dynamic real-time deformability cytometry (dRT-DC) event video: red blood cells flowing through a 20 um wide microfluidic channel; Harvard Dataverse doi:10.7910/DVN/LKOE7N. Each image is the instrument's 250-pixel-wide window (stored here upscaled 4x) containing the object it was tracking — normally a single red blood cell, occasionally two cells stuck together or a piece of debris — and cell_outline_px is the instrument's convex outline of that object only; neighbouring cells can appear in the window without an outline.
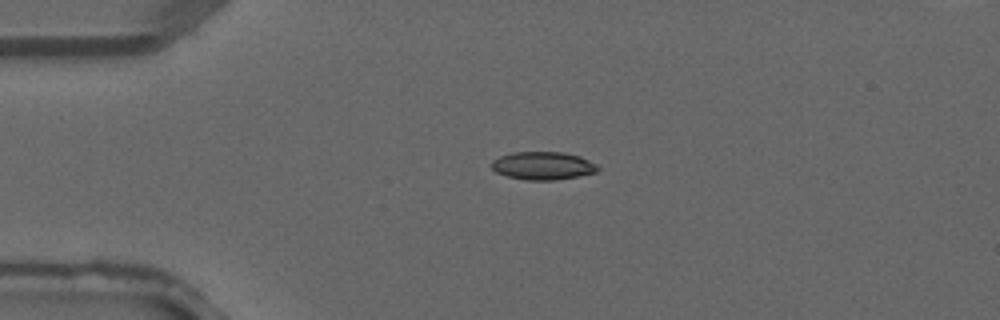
{"species": "common noctule bat (a hibernating species)", "species_latin": "Nyctalus noctula", "temperature_condition": "warm", "stored_images_in_passage": 3, "camera_frame_rate_fps": 3000, "um_per_image_px": 0.085, "animal": {"sex": "male", "forearm_length_mm": 52.5}, "frame": {"image": 1, "passage_image": 2, "time_ms": 0.333, "image_size_px": [1000, 320], "cell_outline_px": [[600, 168], [596, 172], [576, 176], [552, 180], [524, 180], [508, 176], [496, 172], [492, 168], [492, 160], [500, 156], [512, 152], [564, 152], [580, 156], [596, 164]], "centroid_in_image_um": [46.14, 14.08], "position_along_channel_um": 38.9, "area_um2": 17.22}}
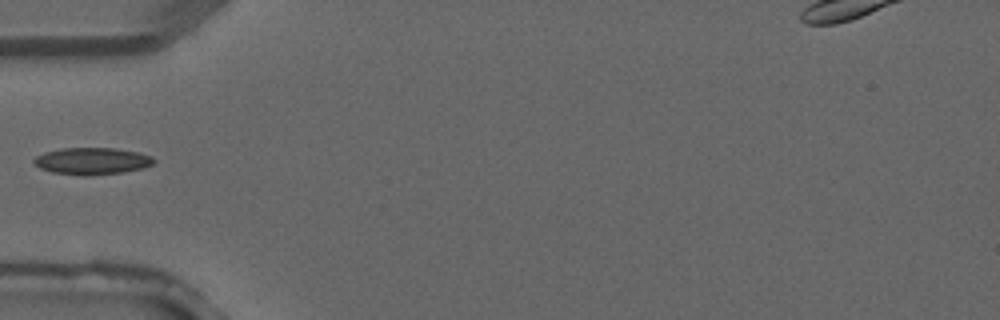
{"frame": {"image": 2, "passage_image": 3, "time_ms": 0.667, "image_size_px": [1000, 320], "cell_outline_px": [[156, 160], [152, 164], [144, 168], [124, 172], [88, 176], [84, 176], [52, 172], [40, 168], [32, 160], [36, 156], [44, 152], [60, 148], [116, 148], [140, 152], [152, 156]], "centroid_in_image_um": [7.85, 13.69], "position_along_channel_um": 77.2, "area_um2": 19.02}}